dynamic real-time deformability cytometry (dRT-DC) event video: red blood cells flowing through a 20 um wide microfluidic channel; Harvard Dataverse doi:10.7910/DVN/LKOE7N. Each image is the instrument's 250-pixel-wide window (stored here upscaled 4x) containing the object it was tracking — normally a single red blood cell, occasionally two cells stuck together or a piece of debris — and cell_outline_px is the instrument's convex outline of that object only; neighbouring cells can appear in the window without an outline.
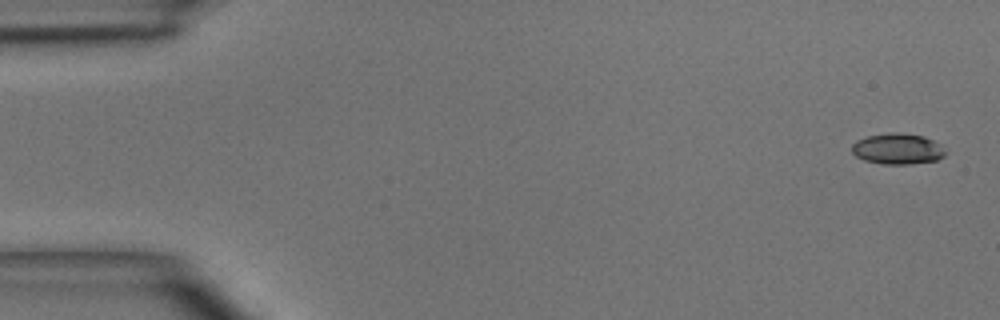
{"species": "common noctule bat (a hibernating species)", "species_latin": "Nyctalus noctula", "temperature_condition": "room temperature", "stored_images_in_passage": 6, "camera_frame_rate_fps": 3000, "um_per_image_px": 0.085, "animal": {"sex": "male", "body_mass_g": 15.6}, "frame": {"image": 1, "passage_image": 1, "time_ms": 0.0, "image_size_px": [1000, 320], "cell_outline_px": [[948, 152], [944, 156], [936, 160], [908, 164], [884, 164], [864, 160], [856, 156], [852, 152], [852, 144], [856, 140], [868, 136], [892, 132], [896, 132], [924, 136], [940, 144]], "centroid_in_image_um": [76.31, 12.65], "position_along_channel_um": 8.7, "area_um2": 16.82}}
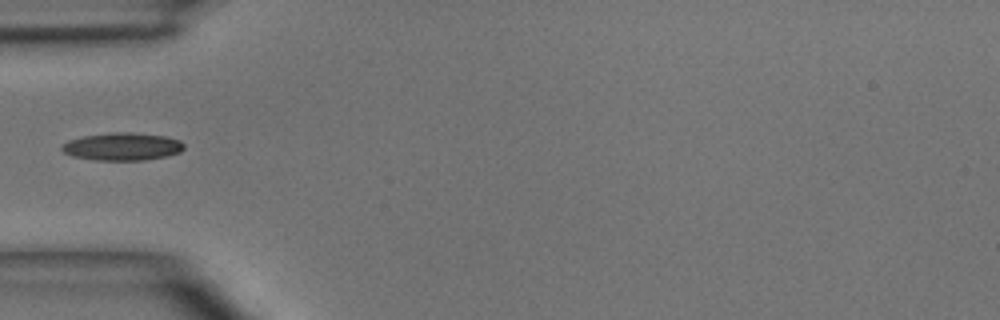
{"frame": {"image": 2, "passage_image": 5, "time_ms": 4.667, "image_size_px": [1000, 320], "cell_outline_px": [[184, 148], [180, 152], [164, 156], [144, 160], [96, 160], [72, 156], [64, 152], [60, 148], [68, 140], [84, 136], [112, 132], [132, 132], [164, 136], [180, 140], [184, 144]], "centroid_in_image_um": [10.39, 12.45], "position_along_channel_um": 74.6, "area_um2": 19.59}}
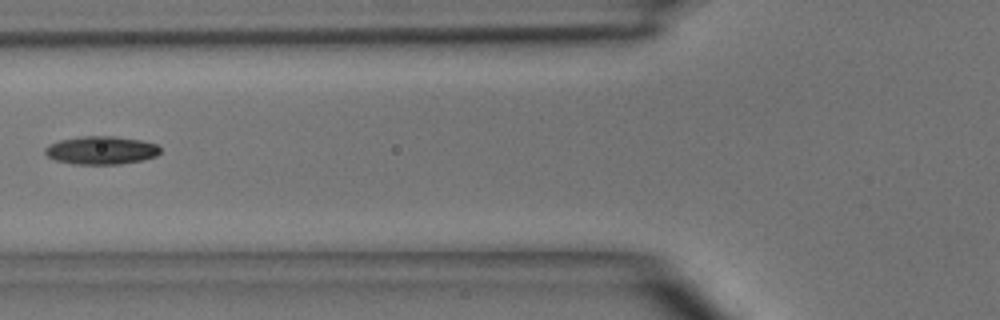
{"frame": {"image": 3, "passage_image": 6, "time_ms": 5.667, "image_size_px": [1000, 320], "cell_outline_px": [[160, 152], [156, 156], [144, 160], [120, 164], [72, 164], [56, 160], [48, 156], [44, 152], [44, 148], [48, 144], [60, 140], [80, 136], [116, 136], [140, 140], [156, 144], [160, 148]], "centroid_in_image_um": [8.59, 12.77], "position_along_channel_um": 117.2, "area_um2": 19.02}}